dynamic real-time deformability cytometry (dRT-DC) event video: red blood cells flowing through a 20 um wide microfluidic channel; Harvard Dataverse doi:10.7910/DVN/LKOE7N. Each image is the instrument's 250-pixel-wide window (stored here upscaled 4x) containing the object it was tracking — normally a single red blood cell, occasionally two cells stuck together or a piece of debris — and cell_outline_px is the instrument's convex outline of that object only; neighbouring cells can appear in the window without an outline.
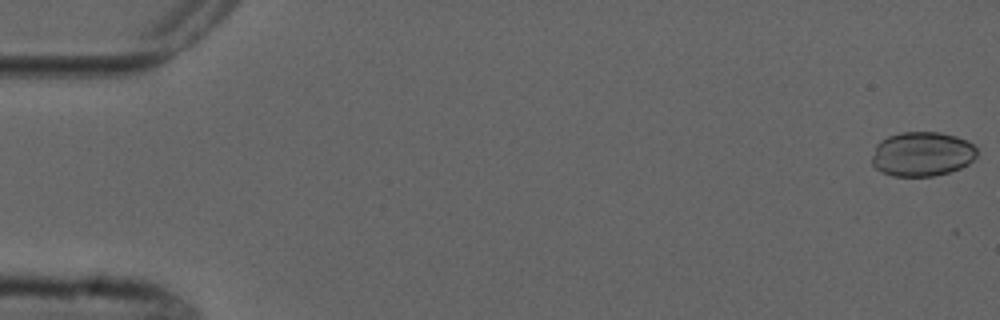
{"species": "common noctule bat (a hibernating species)", "species_latin": "Nyctalus noctula", "temperature_condition": "cold", "stored_images_in_passage": 4, "camera_frame_rate_fps": 3000, "um_per_image_px": 0.085, "animal": {"sex": "male", "forearm_length_mm": 52.5}, "frame": {"image": 1, "passage_image": 1, "time_ms": 0.0, "image_size_px": [1000, 320], "cell_outline_px": [[976, 156], [968, 164], [960, 168], [948, 172], [932, 176], [892, 176], [876, 168], [872, 164], [872, 156], [876, 144], [880, 140], [888, 136], [900, 132], [940, 132], [956, 136], [968, 140], [976, 148]], "centroid_in_image_um": [78.37, 13.08], "position_along_channel_um": 6.6, "area_um2": 27.28}}